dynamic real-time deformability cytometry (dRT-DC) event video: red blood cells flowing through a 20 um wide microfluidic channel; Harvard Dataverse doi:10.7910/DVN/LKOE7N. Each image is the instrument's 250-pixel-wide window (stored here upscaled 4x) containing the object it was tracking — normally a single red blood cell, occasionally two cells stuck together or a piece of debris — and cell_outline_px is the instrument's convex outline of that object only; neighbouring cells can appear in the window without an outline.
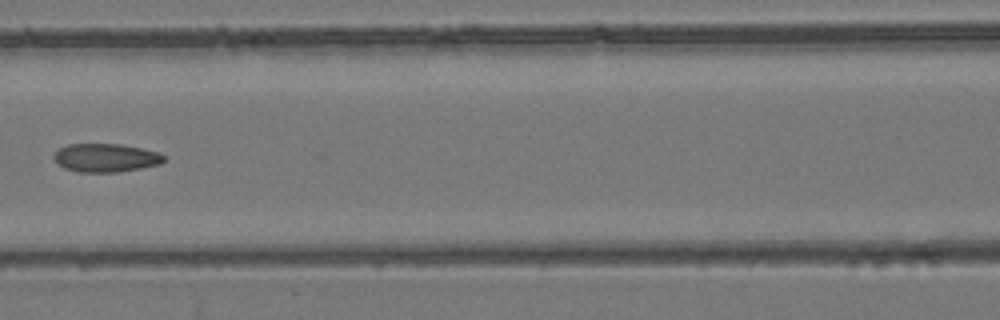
{"species": "common noctule bat (a hibernating species)", "species_latin": "Nyctalus noctula", "temperature_condition": "room temperature", "stored_images_in_passage": 6, "camera_frame_rate_fps": 3000, "um_per_image_px": 0.085, "animal": {"sex": "female", "body_mass_g": 24.6, "forearm_length_mm": 56.2}, "frame": {"image": 1, "passage_image": 6, "time_ms": 1.667, "image_size_px": [1000, 320], "cell_outline_px": [[168, 156], [160, 164], [140, 168], [116, 172], [80, 172], [64, 168], [52, 156], [60, 148], [68, 144], [120, 144], [160, 152]], "centroid_in_image_um": [9.03, 13.41], "position_along_channel_um": 157.6, "area_um2": 18.15}}